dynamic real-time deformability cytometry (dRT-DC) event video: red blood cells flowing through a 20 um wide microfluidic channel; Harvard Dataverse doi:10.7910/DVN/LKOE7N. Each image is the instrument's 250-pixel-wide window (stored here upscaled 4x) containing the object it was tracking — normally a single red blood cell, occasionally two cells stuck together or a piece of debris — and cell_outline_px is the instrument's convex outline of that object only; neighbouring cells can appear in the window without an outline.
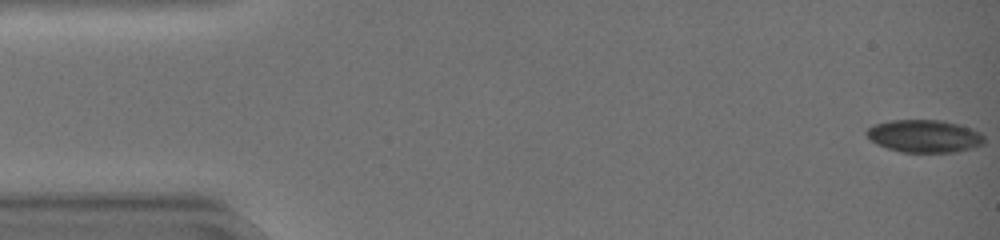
{"species": "common noctule bat (a hibernating species)", "species_latin": "Nyctalus noctula", "temperature_condition": "warm", "stored_images_in_passage": 46, "camera_frame_rate_fps": 3000, "um_per_image_px": 0.085, "animal": {"sex": "female", "body_mass_g": 19.0, "forearm_length_mm": 51.5}, "frame": {"image": 1, "passage_image": 1, "time_ms": 0.0, "image_size_px": [1000, 240], "cell_outline_px": [[984, 144], [952, 152], [904, 152], [888, 148], [872, 140], [868, 136], [868, 128], [876, 124], [892, 120], [940, 120], [956, 124], [980, 132], [984, 136]], "centroid_in_image_um": [78.59, 11.56], "position_along_channel_um": 6.4, "area_um2": 21.73}}
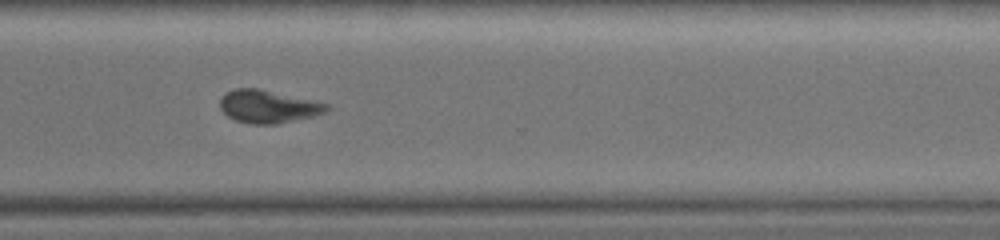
{"frame": {"image": 2, "passage_image": 35, "time_ms": 11.333, "image_size_px": [1000, 240], "cell_outline_px": [[332, 108], [324, 112], [312, 116], [276, 124], [252, 124], [236, 120], [228, 116], [220, 108], [220, 100], [228, 92], [236, 88], [260, 88], [316, 100], [332, 104]], "centroid_in_image_um": [22.86, 9.04], "position_along_channel_um": 347.7, "area_um2": 20.52}}
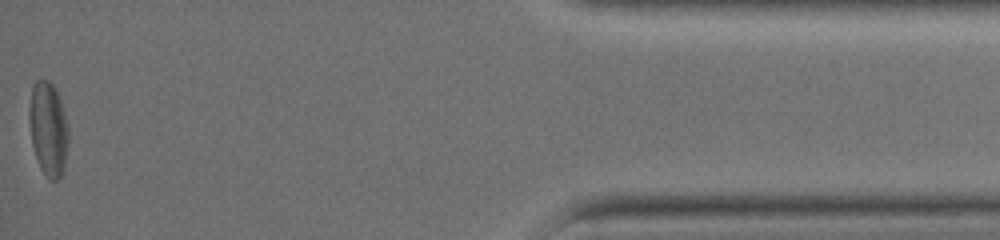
{"frame": {"image": 3, "passage_image": 46, "time_ms": 15.0, "image_size_px": [1000, 240], "cell_outline_px": [[68, 140], [64, 168], [60, 176], [56, 180], [48, 180], [40, 168], [32, 144], [28, 120], [28, 112], [32, 84], [36, 80], [48, 80], [56, 88], [68, 124]], "centroid_in_image_um": [4.09, 10.93], "position_along_channel_um": 431.1, "area_um2": 21.68}, "authors_computed_cell_mechanics": {"area_um2": 21.6172, "velocity_mm_per_s": 4.2242, "shape_relaxation_time_tau1_ms": 4.9988, "shape_relaxation_time_tau2_ms": 5.8413, "deformation_change_tau1": 0.1175, "deformation_change_tau2": 0.1359}}